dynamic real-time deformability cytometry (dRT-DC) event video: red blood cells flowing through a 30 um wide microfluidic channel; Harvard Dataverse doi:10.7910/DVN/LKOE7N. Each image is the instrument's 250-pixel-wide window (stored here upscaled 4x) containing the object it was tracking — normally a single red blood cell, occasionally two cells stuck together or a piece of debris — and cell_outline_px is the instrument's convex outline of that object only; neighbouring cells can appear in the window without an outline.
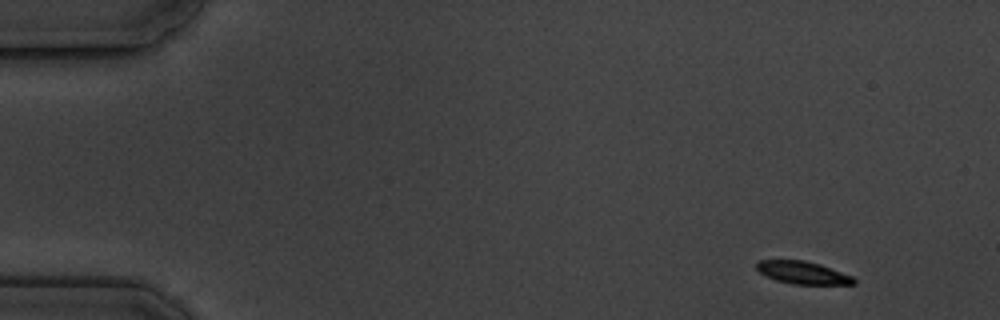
{"species": "common noctule bat (a hibernating species)", "species_latin": "Nyctalus noctula", "temperature_condition": "cold", "stored_images_in_passage": 6, "camera_frame_rate_fps": 3000, "um_per_image_px": 0.085, "animal": {"sex": "male", "body_mass_g": 19.5, "forearm_length_mm": 54.6}, "frame": {"image": 1, "passage_image": 1, "time_ms": 0.0, "image_size_px": [1000, 320], "cell_outline_px": [[856, 284], [792, 284], [776, 280], [760, 272], [756, 268], [756, 264], [760, 260], [804, 260], [820, 264], [852, 276], [856, 280]], "centroid_in_image_um": [68.25, 23.17], "position_along_channel_um": 16.8, "area_um2": 12.66}}
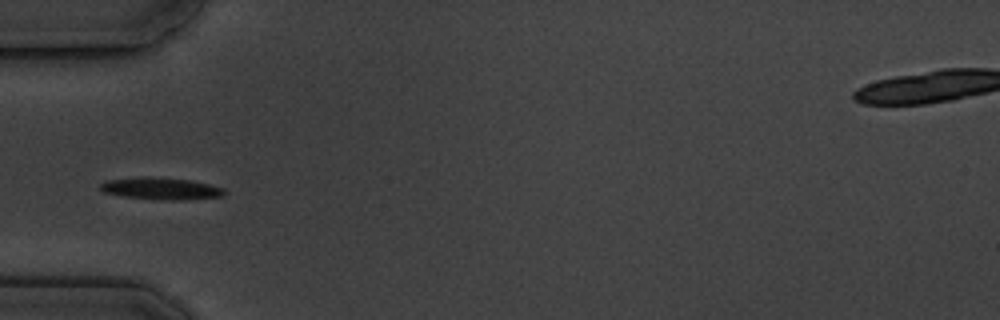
{"frame": {"image": 2, "passage_image": 5, "time_ms": 4.667, "image_size_px": [1000, 320], "cell_outline_px": [[228, 192], [224, 196], [180, 200], [168, 200], [124, 196], [104, 192], [100, 188], [100, 184], [108, 180], [140, 176], [148, 176], [192, 180], [224, 188]], "centroid_in_image_um": [13.73, 16.01], "position_along_channel_um": 71.3, "area_um2": 15.9}}